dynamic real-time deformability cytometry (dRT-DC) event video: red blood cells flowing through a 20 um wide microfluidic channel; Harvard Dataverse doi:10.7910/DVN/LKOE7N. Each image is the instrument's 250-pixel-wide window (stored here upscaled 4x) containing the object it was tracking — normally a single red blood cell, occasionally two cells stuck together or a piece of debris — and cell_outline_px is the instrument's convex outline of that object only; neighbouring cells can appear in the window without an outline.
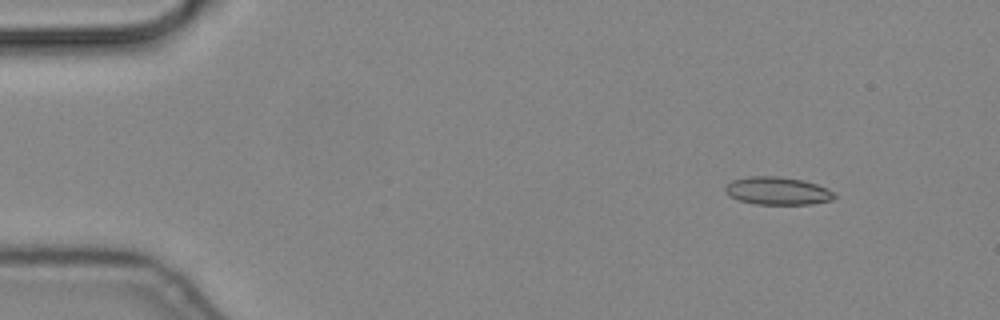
{"species": "common noctule bat (a hibernating species)", "species_latin": "Nyctalus noctula", "temperature_condition": "cold", "stored_images_in_passage": 51, "camera_frame_rate_fps": 3000, "um_per_image_px": 0.085, "animal": {"sex": "male", "body_mass_g": 19.2, "forearm_length_mm": 51.8}, "frame": {"image": 1, "passage_image": 1, "time_ms": 0.0, "image_size_px": [1000, 320], "cell_outline_px": [[836, 196], [832, 200], [812, 204], [756, 204], [740, 200], [724, 192], [724, 188], [732, 180], [748, 176], [776, 176], [804, 180], [828, 188]], "centroid_in_image_um": [66.1, 16.22], "position_along_channel_um": 18.9, "area_um2": 17.63}}
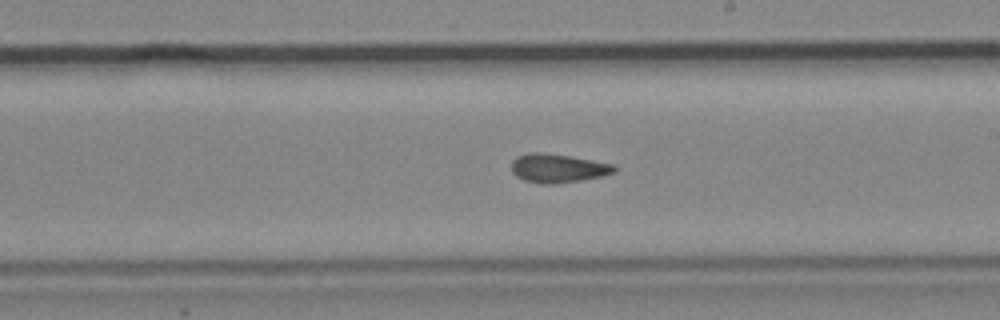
{"frame": {"image": 2, "passage_image": 27, "time_ms": 8.667, "image_size_px": [1000, 320], "cell_outline_px": [[616, 172], [600, 176], [580, 180], [552, 184], [540, 184], [524, 180], [516, 176], [512, 172], [512, 160], [516, 156], [528, 152], [540, 152], [568, 156], [592, 160], [612, 164], [616, 168]], "centroid_in_image_um": [47.37, 14.29], "position_along_channel_um": 241.6, "area_um2": 17.11}}
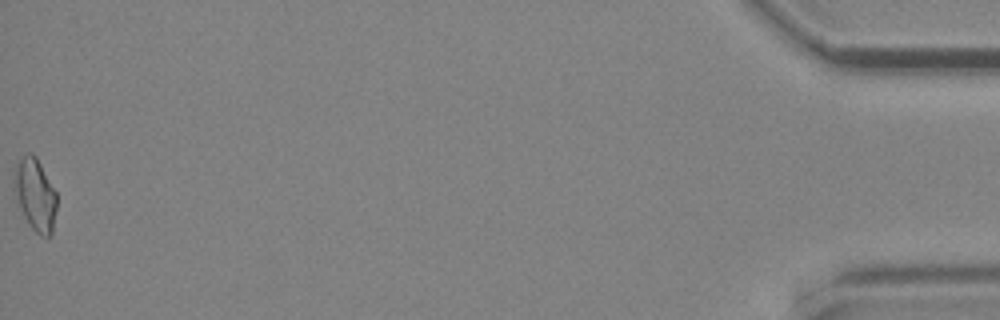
{"frame": {"image": 3, "passage_image": 51, "time_ms": 16.667, "image_size_px": [1000, 320], "cell_outline_px": [[56, 208], [52, 236], [40, 236], [28, 224], [20, 208], [12, 176], [16, 164], [28, 152], [32, 152], [36, 156], [56, 192]], "centroid_in_image_um": [3.0, 16.55], "position_along_channel_um": 432.2, "area_um2": 17.8}}